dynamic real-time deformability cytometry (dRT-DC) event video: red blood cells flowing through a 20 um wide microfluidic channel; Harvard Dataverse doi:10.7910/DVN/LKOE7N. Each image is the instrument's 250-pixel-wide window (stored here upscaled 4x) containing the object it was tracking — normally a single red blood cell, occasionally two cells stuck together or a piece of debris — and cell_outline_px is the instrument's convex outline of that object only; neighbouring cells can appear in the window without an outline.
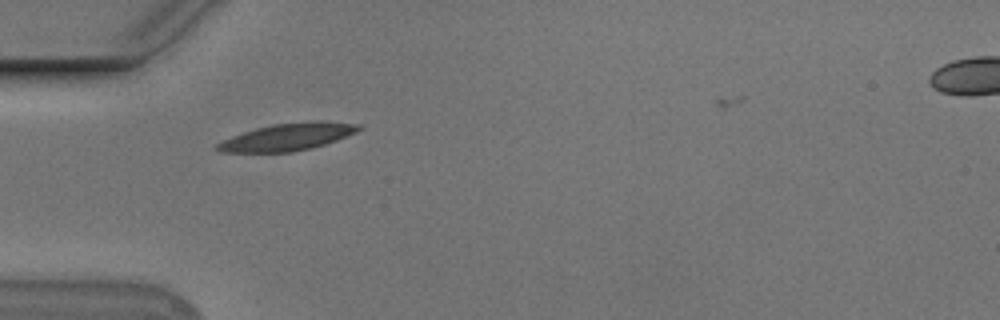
{"species": "Egyptian fruit bat (a non-hibernating species)", "species_latin": "Rousettus aegyptiacus", "temperature_condition": "cold", "stored_images_in_passage": 36, "camera_frame_rate_fps": 3000, "um_per_image_px": 0.085, "animal": {"sex": "male"}, "frame": {"image": 1, "passage_image": 1, "time_ms": 0.0, "image_size_px": [1000, 320], "cell_outline_px": [[364, 128], [356, 132], [336, 140], [324, 144], [292, 152], [220, 152], [212, 148], [220, 140], [256, 128], [272, 124], [312, 120], [324, 120], [360, 124]], "centroid_in_image_um": [24.43, 11.62], "position_along_channel_um": 60.6, "area_um2": 22.66}}
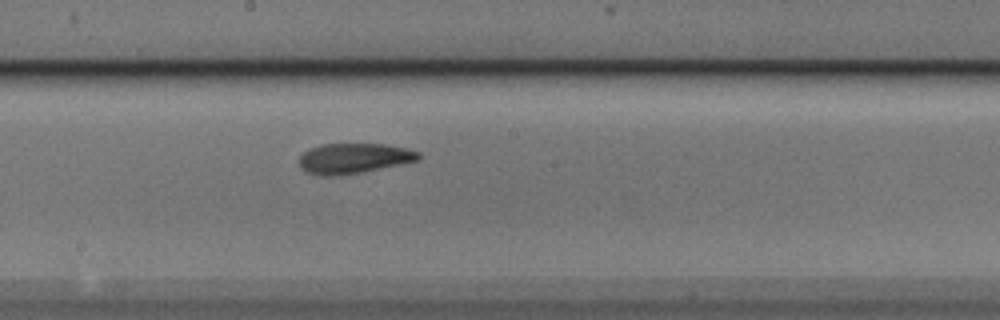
{"frame": {"image": 2, "passage_image": 14, "time_ms": 4.333, "image_size_px": [1000, 320], "cell_outline_px": [[420, 160], [340, 176], [320, 176], [308, 172], [300, 168], [300, 156], [308, 148], [320, 144], [384, 144], [404, 148], [420, 152]], "centroid_in_image_um": [30.04, 13.46], "position_along_channel_um": 218.2, "area_um2": 20.98}}
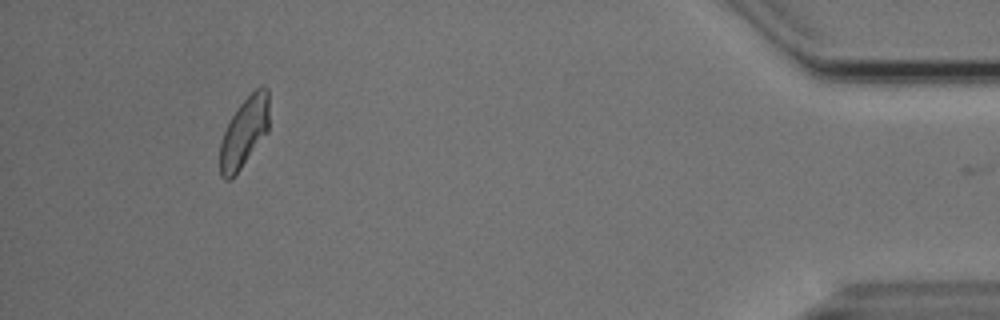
{"frame": {"image": 3, "passage_image": 35, "time_ms": 11.333, "image_size_px": [1000, 320], "cell_outline_px": [[268, 132], [232, 180], [224, 180], [220, 176], [220, 144], [224, 132], [232, 116], [240, 104], [260, 84], [264, 84], [268, 88]], "centroid_in_image_um": [20.76, 11.26], "position_along_channel_um": 414.4, "area_um2": 20.11}, "authors_computed_cell_mechanics": {"area_um2": 20.9236, "velocity_mm_per_s": 3.7213, "shape_relaxation_time_tau1_ms": 9.9222, "shape_relaxation_time_tau2_ms": 4.2278, "deformation_change_tau1": 0.2047, "deformation_change_tau2": 0.1114}}